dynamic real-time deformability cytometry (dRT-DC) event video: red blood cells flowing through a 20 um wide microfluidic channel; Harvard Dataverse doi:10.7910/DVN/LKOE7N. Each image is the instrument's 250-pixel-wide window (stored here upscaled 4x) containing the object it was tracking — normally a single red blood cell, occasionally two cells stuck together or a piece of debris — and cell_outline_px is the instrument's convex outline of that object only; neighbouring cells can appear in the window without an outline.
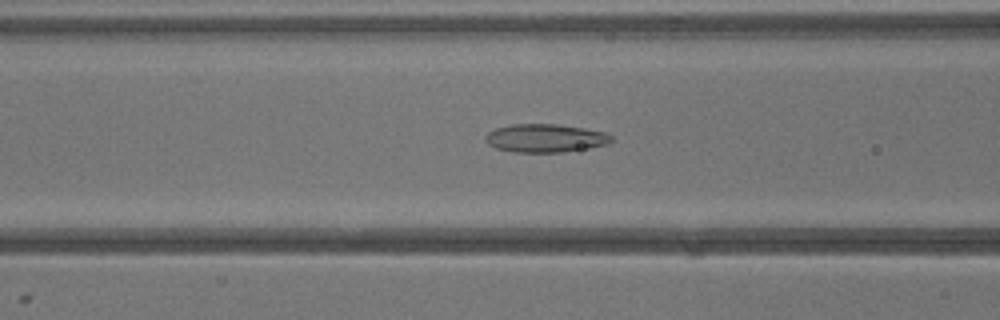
{"species": "common noctule bat (a hibernating species)", "species_latin": "Nyctalus noctula", "temperature_condition": "warm", "stored_images_in_passage": 38, "camera_frame_rate_fps": 3000, "um_per_image_px": 0.085, "animal": {"sex": "male", "body_mass_g": 13.3}, "frame": {"image": 1, "passage_image": 15, "time_ms": 4.667, "image_size_px": [1000, 320], "cell_outline_px": [[612, 140], [608, 144], [588, 148], [560, 152], [512, 152], [496, 148], [488, 144], [484, 140], [484, 136], [488, 132], [496, 128], [512, 124], [560, 124], [584, 128], [604, 132], [612, 136]], "centroid_in_image_um": [46.32, 11.74], "position_along_channel_um": 120.3, "area_um2": 20.81}}
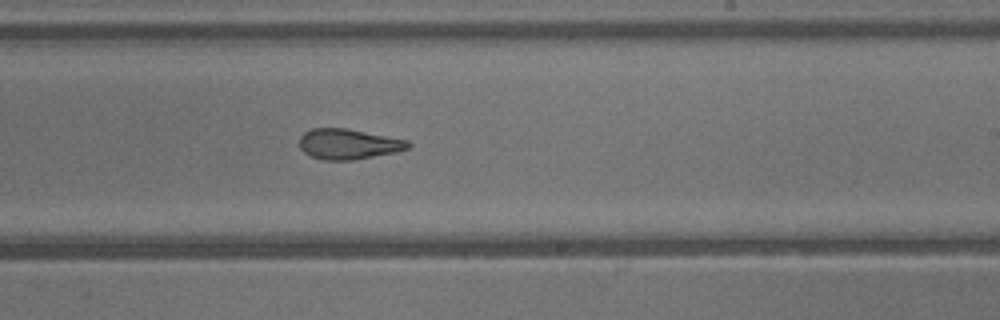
{"frame": {"image": 2, "passage_image": 23, "time_ms": 7.333, "image_size_px": [1000, 320], "cell_outline_px": [[412, 144], [408, 148], [396, 152], [352, 160], [324, 160], [312, 156], [304, 152], [300, 148], [300, 136], [304, 132], [312, 128], [348, 128], [408, 140]], "centroid_in_image_um": [29.62, 12.23], "position_along_channel_um": 259.4, "area_um2": 19.25}}
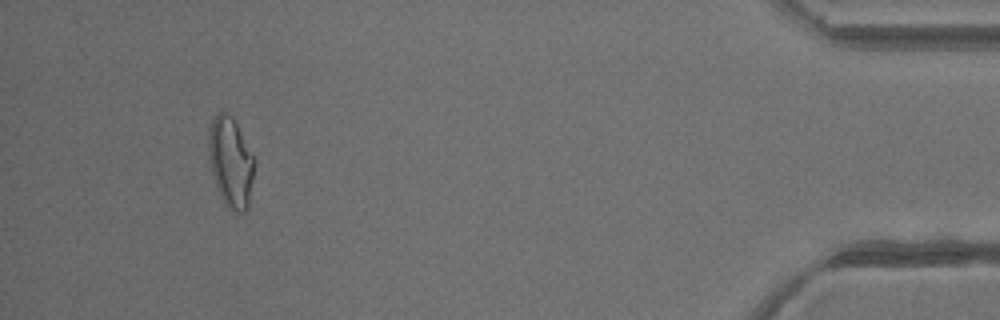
{"frame": {"image": 3, "passage_image": 36, "time_ms": 11.667, "image_size_px": [1000, 320], "cell_outline_px": [[256, 160], [248, 208], [244, 212], [236, 212], [228, 208], [216, 184], [208, 160], [208, 128], [216, 112], [224, 112], [232, 116]], "centroid_in_image_um": [19.61, 13.75], "position_along_channel_um": 415.6, "area_um2": 24.1}}